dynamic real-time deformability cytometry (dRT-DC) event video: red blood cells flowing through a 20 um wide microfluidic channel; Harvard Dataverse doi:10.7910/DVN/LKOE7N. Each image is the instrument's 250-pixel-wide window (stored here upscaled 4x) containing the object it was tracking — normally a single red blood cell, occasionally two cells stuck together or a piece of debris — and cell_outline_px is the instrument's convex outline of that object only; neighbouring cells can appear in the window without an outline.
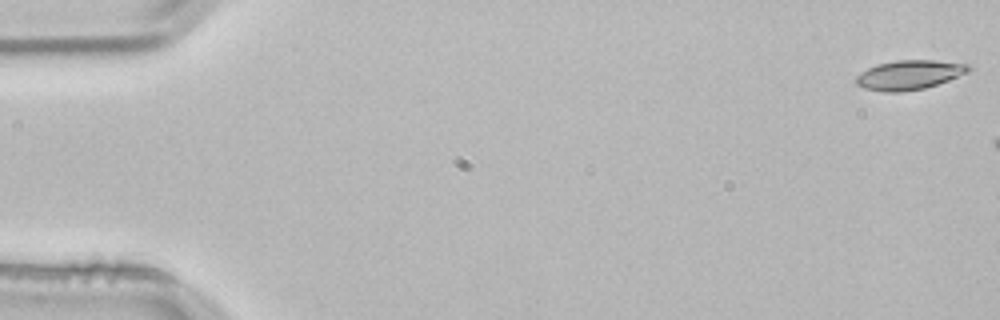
{"species": "common noctule bat (a hibernating species)", "species_latin": "Nyctalus noctula", "temperature_condition": "room temperature", "stored_images_in_passage": 3, "camera_frame_rate_fps": 3000, "um_per_image_px": 0.085, "animal": {"sex": "male", "body_mass_g": 21.5, "forearm_length_mm": 52.0}, "frame": {"image": 1, "passage_image": 1, "time_ms": 0.0, "image_size_px": [1000, 320], "cell_outline_px": [[972, 68], [968, 72], [948, 80], [924, 88], [900, 92], [884, 92], [864, 88], [856, 84], [856, 76], [860, 72], [876, 64], [896, 60], [932, 60], [968, 64]], "centroid_in_image_um": [77.26, 6.36], "position_along_channel_um": 7.7, "area_um2": 19.19}}